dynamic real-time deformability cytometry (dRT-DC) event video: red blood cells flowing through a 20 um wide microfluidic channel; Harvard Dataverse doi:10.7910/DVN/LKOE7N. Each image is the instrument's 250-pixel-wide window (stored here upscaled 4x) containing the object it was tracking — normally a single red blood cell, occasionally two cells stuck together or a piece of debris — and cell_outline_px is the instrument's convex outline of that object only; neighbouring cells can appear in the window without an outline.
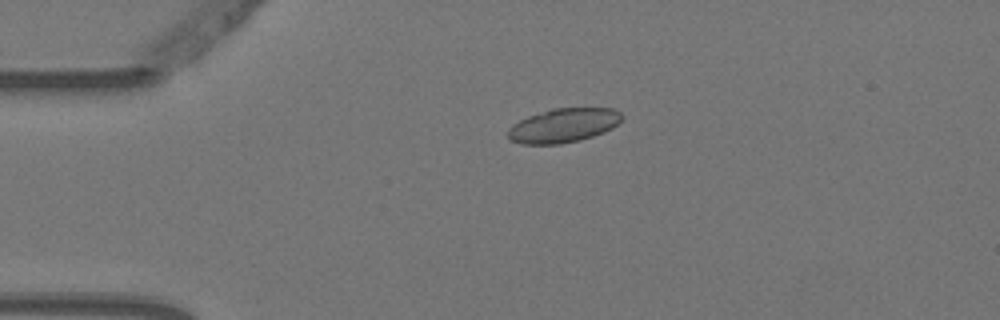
{"species": "Egyptian fruit bat (a non-hibernating species)", "species_latin": "Rousettus aegyptiacus", "temperature_condition": "warm", "stored_images_in_passage": 2, "camera_frame_rate_fps": 3000, "um_per_image_px": 0.085, "animal": {"sex": "female"}, "frame": {"image": 1, "passage_image": 1, "time_ms": 0.0, "image_size_px": [1000, 320], "cell_outline_px": [[624, 116], [612, 128], [604, 132], [580, 140], [560, 144], [520, 144], [512, 140], [508, 136], [508, 128], [512, 124], [528, 116], [552, 108], [612, 108], [620, 112]], "centroid_in_image_um": [47.88, 10.66], "position_along_channel_um": 37.1, "area_um2": 22.6}}